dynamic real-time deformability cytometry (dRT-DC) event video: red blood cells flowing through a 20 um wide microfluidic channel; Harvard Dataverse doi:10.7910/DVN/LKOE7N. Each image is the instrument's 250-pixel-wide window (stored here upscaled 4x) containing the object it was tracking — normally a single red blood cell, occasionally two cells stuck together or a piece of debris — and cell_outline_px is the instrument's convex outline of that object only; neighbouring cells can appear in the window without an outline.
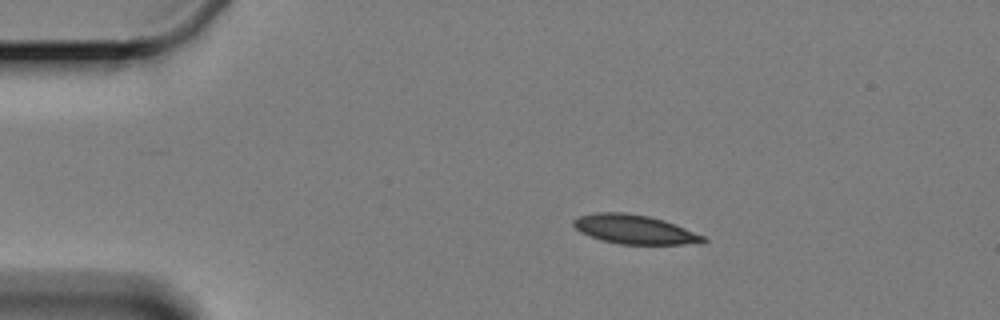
{"species": "Egyptian fruit bat (a non-hibernating species)", "species_latin": "Rousettus aegyptiacus", "temperature_condition": "cold", "stored_images_in_passage": 5, "camera_frame_rate_fps": 3000, "um_per_image_px": 0.085, "animal": {"sex": "female"}, "frame": {"image": 1, "passage_image": 2, "time_ms": 2.333, "image_size_px": [1000, 320], "cell_outline_px": [[708, 240], [704, 244], [620, 244], [600, 240], [580, 232], [572, 224], [572, 220], [580, 216], [596, 212], [624, 212], [648, 216], [664, 220], [704, 236]], "centroid_in_image_um": [53.94, 19.5], "position_along_channel_um": 31.1, "area_um2": 22.02}}
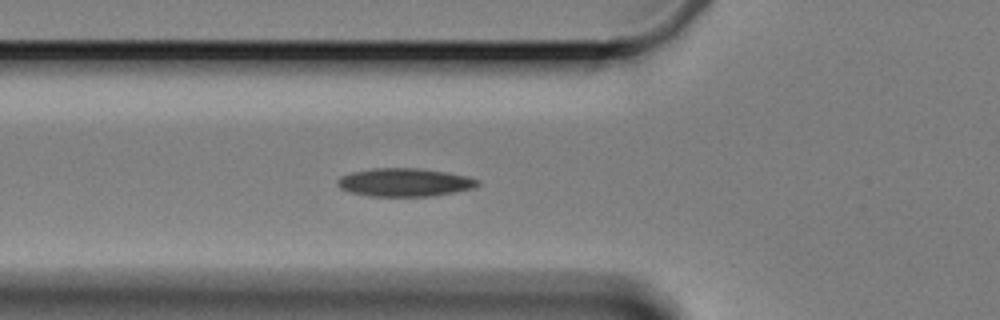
{"frame": {"image": 2, "passage_image": 5, "time_ms": 5.667, "image_size_px": [1000, 320], "cell_outline_px": [[480, 184], [476, 188], [456, 192], [432, 196], [368, 196], [348, 192], [340, 188], [336, 184], [336, 180], [340, 176], [352, 172], [372, 168], [416, 168], [444, 172], [468, 176], [480, 180]], "centroid_in_image_um": [34.39, 15.51], "position_along_channel_um": 91.4, "area_um2": 23.29}}